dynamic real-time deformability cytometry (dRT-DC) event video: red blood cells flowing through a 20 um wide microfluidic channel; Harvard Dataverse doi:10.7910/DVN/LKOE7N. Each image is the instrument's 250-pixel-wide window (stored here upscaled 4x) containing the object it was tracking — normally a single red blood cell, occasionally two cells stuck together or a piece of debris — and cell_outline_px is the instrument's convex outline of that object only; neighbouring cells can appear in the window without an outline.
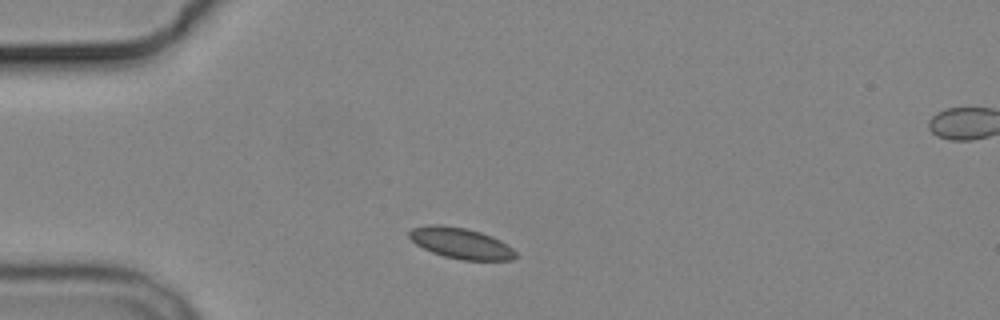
{"species": "common noctule bat (a hibernating species)", "species_latin": "Nyctalus noctula", "temperature_condition": "cold", "stored_images_in_passage": 2, "camera_frame_rate_fps": 3000, "um_per_image_px": 0.085, "animal": {"sex": "male", "body_mass_g": 19.2, "forearm_length_mm": 51.8}, "frame": {"image": 1, "passage_image": 1, "time_ms": 0.0, "image_size_px": [1000, 320], "cell_outline_px": [[516, 256], [512, 260], [460, 260], [444, 256], [432, 252], [416, 244], [408, 236], [408, 232], [412, 228], [432, 224], [440, 224], [464, 228], [480, 232], [492, 236], [508, 244], [516, 252]], "centroid_in_image_um": [39.17, 20.67], "position_along_channel_um": 45.8, "area_um2": 19.13}}